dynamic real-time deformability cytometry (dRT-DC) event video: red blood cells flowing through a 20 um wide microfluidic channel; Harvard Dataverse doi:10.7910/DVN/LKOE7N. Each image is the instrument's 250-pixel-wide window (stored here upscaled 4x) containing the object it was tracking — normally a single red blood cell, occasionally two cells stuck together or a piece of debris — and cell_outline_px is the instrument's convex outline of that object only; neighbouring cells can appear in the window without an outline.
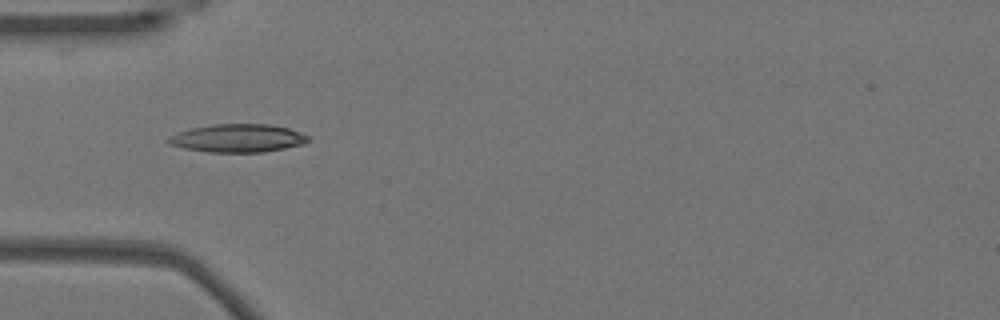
{"species": "Egyptian fruit bat (a non-hibernating species)", "species_latin": "Rousettus aegyptiacus", "temperature_condition": "warm", "stored_images_in_passage": 51, "camera_frame_rate_fps": 3000, "um_per_image_px": 0.085, "animal": {"sex": "female"}, "frame": {"image": 1, "passage_image": 15, "time_ms": 4.667, "image_size_px": [1000, 320], "cell_outline_px": [[312, 136], [304, 144], [264, 152], [208, 152], [184, 148], [168, 144], [164, 140], [168, 136], [176, 132], [192, 128], [212, 124], [268, 124], [288, 128]], "centroid_in_image_um": [20.18, 11.74], "position_along_channel_um": 64.8, "area_um2": 23.12}}
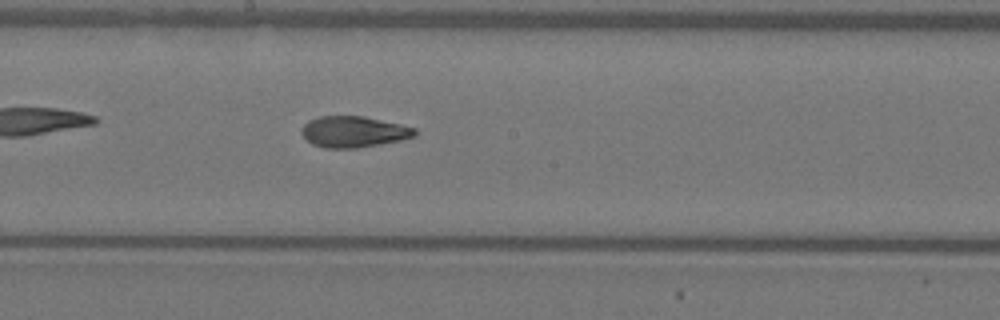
{"frame": {"image": 2, "passage_image": 27, "time_ms": 8.667, "image_size_px": [1000, 320], "cell_outline_px": [[416, 136], [400, 140], [356, 148], [324, 148], [312, 144], [300, 132], [300, 128], [308, 120], [320, 116], [364, 116], [400, 124], [416, 128]], "centroid_in_image_um": [30.03, 11.19], "position_along_channel_um": 218.2, "area_um2": 20.52}}
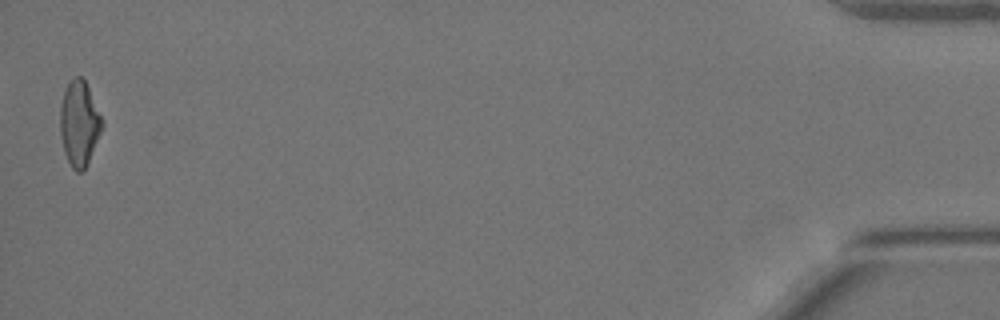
{"frame": {"image": 3, "passage_image": 51, "time_ms": 16.667, "image_size_px": [1000, 320], "cell_outline_px": [[104, 124], [88, 164], [80, 172], [76, 172], [72, 168], [64, 152], [60, 136], [60, 104], [64, 92], [68, 84], [76, 76], [80, 76], [84, 80], [104, 120]], "centroid_in_image_um": [6.74, 10.52], "position_along_channel_um": 428.5, "area_um2": 20.75}, "authors_computed_cell_mechanics": {"area_um2": 20.808, "velocity_mm_per_s": 3.8182, "shape_relaxation_time_tau1_ms": 8.6134, "shape_relaxation_time_tau2_ms": 2.3182, "deformation_change_tau1": 0.2586, "deformation_change_tau2": 0.0864}}